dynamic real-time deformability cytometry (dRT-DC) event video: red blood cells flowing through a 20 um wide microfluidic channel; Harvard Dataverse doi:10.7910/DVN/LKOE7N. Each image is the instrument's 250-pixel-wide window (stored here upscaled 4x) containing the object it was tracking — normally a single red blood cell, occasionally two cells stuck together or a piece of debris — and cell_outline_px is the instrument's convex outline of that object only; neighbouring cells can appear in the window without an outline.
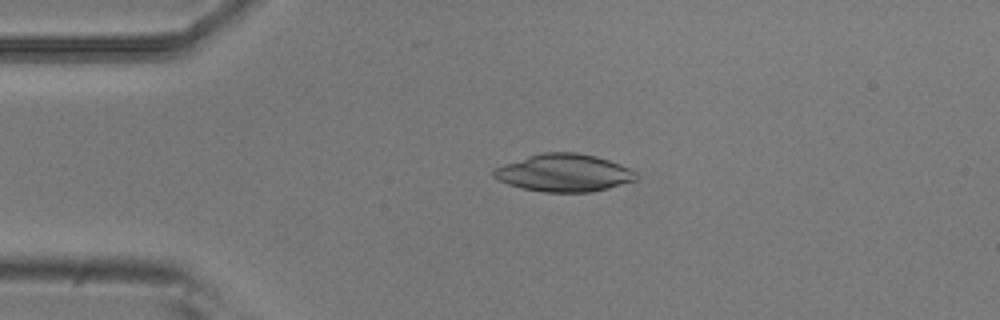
{"species": "common noctule bat (a hibernating species)", "species_latin": "Nyctalus noctula", "temperature_condition": "room temperature", "stored_images_in_passage": 4, "camera_frame_rate_fps": 3000, "um_per_image_px": 0.085, "animal": {"sex": "male", "body_mass_g": 20.5, "forearm_length_mm": 52.5}, "frame": {"image": 1, "passage_image": 3, "time_ms": 0.667, "image_size_px": [1000, 320], "cell_outline_px": [[640, 176], [636, 180], [608, 188], [592, 192], [544, 192], [524, 188], [508, 184], [492, 176], [492, 168], [540, 152], [576, 152], [596, 156], [620, 164], [636, 172]], "centroid_in_image_um": [47.94, 14.69], "position_along_channel_um": 37.1, "area_um2": 31.21}}